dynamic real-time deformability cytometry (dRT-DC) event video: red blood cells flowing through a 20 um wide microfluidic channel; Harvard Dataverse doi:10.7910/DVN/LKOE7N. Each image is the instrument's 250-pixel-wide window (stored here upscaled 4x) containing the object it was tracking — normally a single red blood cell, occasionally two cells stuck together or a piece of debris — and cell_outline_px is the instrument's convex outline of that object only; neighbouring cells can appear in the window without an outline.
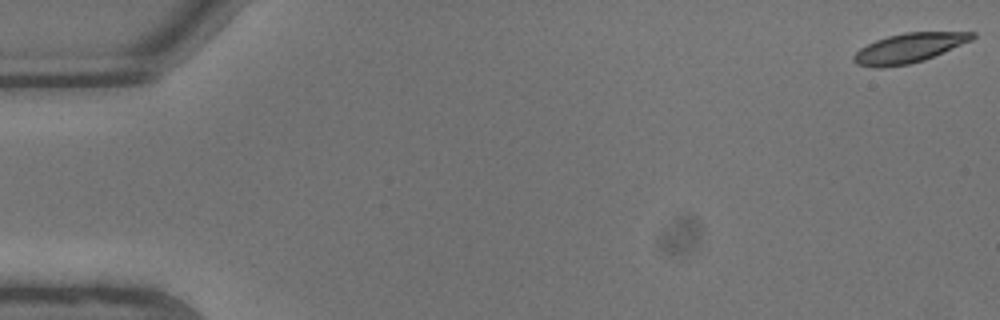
{"species": "common noctule bat (a hibernating species)", "species_latin": "Nyctalus noctula", "temperature_condition": "warm", "stored_images_in_passage": 7, "camera_frame_rate_fps": 3000, "um_per_image_px": 0.085, "animal": {"sex": "male", "body_mass_g": 13.3}, "frame": {"image": 1, "passage_image": 1, "time_ms": 0.0, "image_size_px": [1000, 320], "cell_outline_px": [[976, 36], [972, 40], [924, 60], [908, 64], [884, 68], [872, 68], [856, 64], [852, 60], [852, 56], [860, 48], [876, 40], [888, 36], [904, 32], [976, 32]], "centroid_in_image_um": [77.22, 4.09], "position_along_channel_um": 7.8, "area_um2": 20.4}}
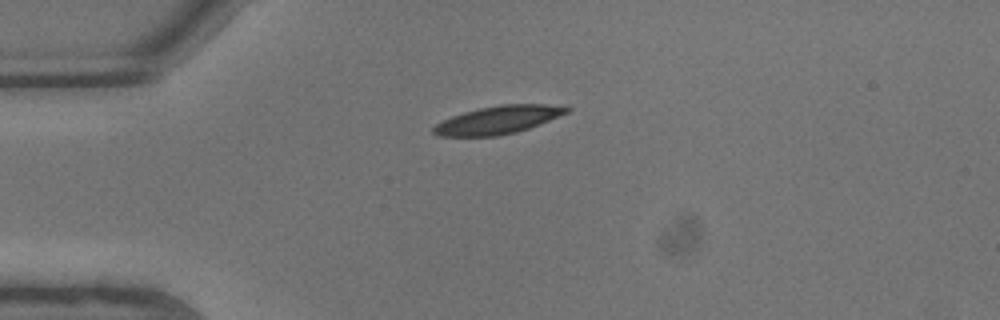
{"frame": {"image": 2, "passage_image": 6, "time_ms": 1.667, "image_size_px": [1000, 320], "cell_outline_px": [[572, 108], [568, 112], [528, 128], [516, 132], [496, 136], [436, 136], [432, 132], [432, 128], [436, 124], [452, 116], [464, 112], [480, 108], [504, 104], [544, 104]], "centroid_in_image_um": [42.29, 10.2], "position_along_channel_um": 42.7, "area_um2": 21.33}}